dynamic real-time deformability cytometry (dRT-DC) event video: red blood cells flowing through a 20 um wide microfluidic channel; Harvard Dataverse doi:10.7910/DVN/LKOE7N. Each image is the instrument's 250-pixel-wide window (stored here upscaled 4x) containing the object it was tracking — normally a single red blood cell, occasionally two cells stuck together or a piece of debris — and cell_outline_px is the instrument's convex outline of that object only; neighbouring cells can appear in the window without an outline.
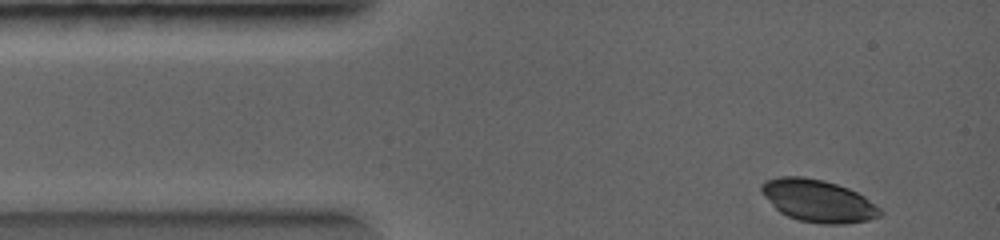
{"species": "common noctule bat (a hibernating species)", "species_latin": "Nyctalus noctula", "temperature_condition": "warm", "stored_images_in_passage": 6, "camera_frame_rate_fps": 5000, "um_per_image_px": 0.085, "animal": {"sex": "female", "body_mass_g": 19.0, "forearm_length_mm": 56.7}, "frame": {"image": 1, "passage_image": 1, "time_ms": 0.0, "image_size_px": [1000, 240], "cell_outline_px": [[880, 216], [868, 220], [848, 224], [820, 224], [796, 220], [780, 212], [772, 204], [760, 188], [768, 180], [780, 176], [804, 176], [824, 180], [848, 188], [856, 192], [880, 208]], "centroid_in_image_um": [69.55, 17.08], "position_along_channel_um": 15.5, "area_um2": 28.9}}